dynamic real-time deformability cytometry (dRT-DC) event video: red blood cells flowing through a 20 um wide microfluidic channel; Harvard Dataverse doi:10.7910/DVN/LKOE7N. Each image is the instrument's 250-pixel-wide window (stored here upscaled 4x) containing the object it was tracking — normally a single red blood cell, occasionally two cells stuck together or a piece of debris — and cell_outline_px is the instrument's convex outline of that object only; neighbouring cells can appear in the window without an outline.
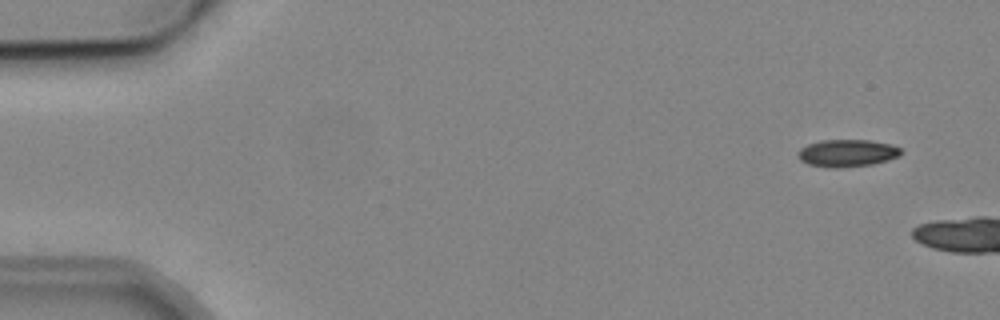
{"species": "common noctule bat (a hibernating species)", "species_latin": "Nyctalus noctula", "temperature_condition": "cold", "stored_images_in_passage": 4, "camera_frame_rate_fps": 3000, "um_per_image_px": 0.085, "animal": {"sex": "male", "body_mass_g": 19.2, "forearm_length_mm": 51.8}, "frame": {"image": 1, "passage_image": 1, "time_ms": 0.0, "image_size_px": [1000, 320], "cell_outline_px": [[900, 156], [888, 160], [872, 164], [840, 168], [828, 168], [808, 164], [800, 160], [796, 156], [796, 152], [800, 148], [808, 144], [820, 140], [868, 140], [888, 144], [900, 148]], "centroid_in_image_um": [71.94, 13.02], "position_along_channel_um": 13.1, "area_um2": 16.47}}